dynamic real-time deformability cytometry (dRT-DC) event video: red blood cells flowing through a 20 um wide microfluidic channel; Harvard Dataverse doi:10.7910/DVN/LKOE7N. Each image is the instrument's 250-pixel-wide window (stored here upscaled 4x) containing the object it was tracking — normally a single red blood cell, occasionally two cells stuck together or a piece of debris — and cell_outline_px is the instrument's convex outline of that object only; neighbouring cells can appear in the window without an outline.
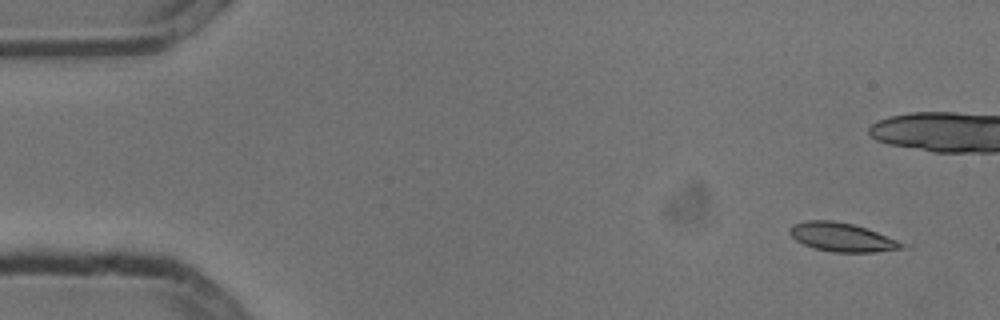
{"species": "common noctule bat (a hibernating species)", "species_latin": "Nyctalus noctula", "temperature_condition": "cold", "stored_images_in_passage": 4, "camera_frame_rate_fps": 3000, "um_per_image_px": 0.085, "animal": {"sex": "male", "body_mass_g": 13.3}, "frame": {"image": 1, "passage_image": 1, "time_ms": 0.0, "image_size_px": [1000, 320], "cell_outline_px": [[912, 248], [876, 252], [832, 252], [816, 248], [804, 244], [796, 240], [788, 232], [788, 228], [792, 224], [804, 220], [832, 220], [852, 224], [868, 228], [912, 244]], "centroid_in_image_um": [71.71, 20.16], "position_along_channel_um": 13.3, "area_um2": 19.48}}